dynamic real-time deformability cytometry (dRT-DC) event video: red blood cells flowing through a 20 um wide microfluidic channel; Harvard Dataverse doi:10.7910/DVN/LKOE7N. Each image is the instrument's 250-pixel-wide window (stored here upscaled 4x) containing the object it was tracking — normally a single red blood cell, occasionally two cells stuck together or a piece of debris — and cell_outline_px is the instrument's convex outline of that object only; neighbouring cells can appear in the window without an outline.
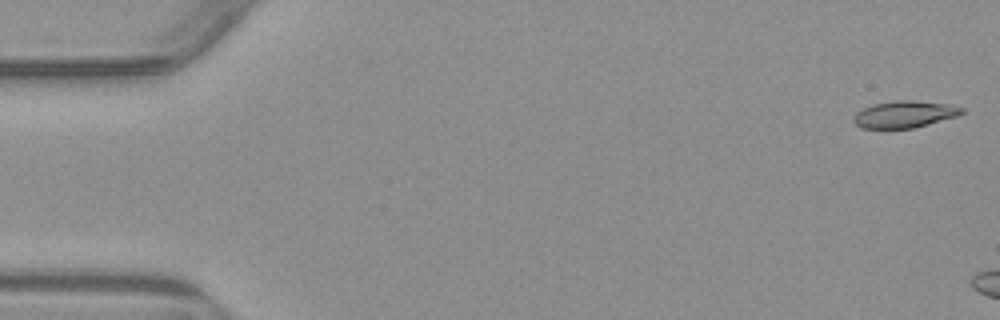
{"species": "common noctule bat (a hibernating species)", "species_latin": "Nyctalus noctula", "temperature_condition": "warm", "stored_images_in_passage": 3, "camera_frame_rate_fps": 3000, "um_per_image_px": 0.085, "animal": {"sex": "male", "body_mass_g": 23.1, "forearm_length_mm": 52.7}, "frame": {"image": 1, "passage_image": 1, "time_ms": 0.0, "image_size_px": [1000, 320], "cell_outline_px": [[964, 112], [956, 116], [928, 124], [912, 128], [860, 128], [852, 120], [852, 116], [856, 112], [872, 104], [896, 100], [916, 100], [952, 104], [964, 108]], "centroid_in_image_um": [76.87, 9.7], "position_along_channel_um": 8.1, "area_um2": 17.05}}